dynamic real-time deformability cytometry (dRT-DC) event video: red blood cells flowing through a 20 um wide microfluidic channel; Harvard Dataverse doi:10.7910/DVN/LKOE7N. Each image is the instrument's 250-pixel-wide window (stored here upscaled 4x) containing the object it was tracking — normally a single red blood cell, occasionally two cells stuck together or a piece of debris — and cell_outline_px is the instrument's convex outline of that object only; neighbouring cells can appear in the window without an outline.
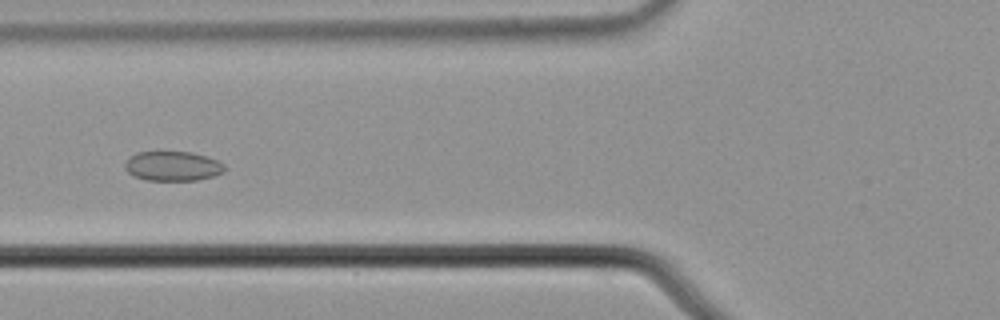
{"species": "common noctule bat (a hibernating species)", "species_latin": "Nyctalus noctula", "temperature_condition": "cold", "stored_images_in_passage": 57, "camera_frame_rate_fps": 3000, "um_per_image_px": 0.085, "animal": {"sex": "male", "body_mass_g": 21.5, "forearm_length_mm": 52.0}, "frame": {"image": 1, "passage_image": 23, "time_ms": 7.333, "image_size_px": [1000, 320], "cell_outline_px": [[224, 172], [212, 176], [196, 180], [148, 180], [136, 176], [128, 172], [124, 168], [124, 164], [136, 152], [192, 152], [216, 160], [224, 164]], "centroid_in_image_um": [14.68, 14.12], "position_along_channel_um": 111.1, "area_um2": 16.88}}
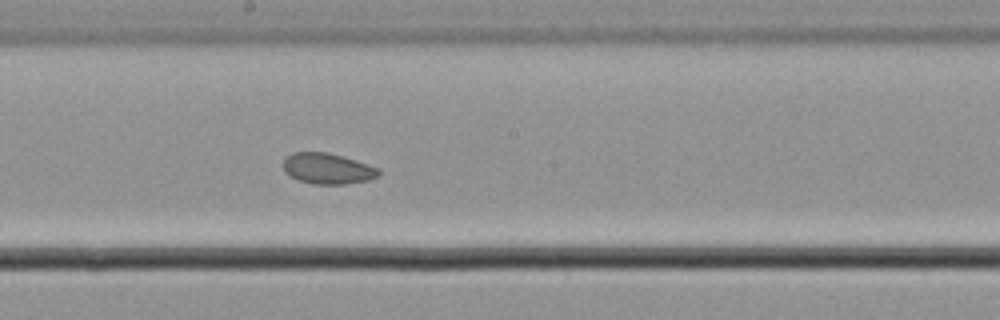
{"frame": {"image": 2, "passage_image": 32, "time_ms": 10.333, "image_size_px": [1000, 320], "cell_outline_px": [[380, 176], [368, 180], [344, 184], [312, 184], [300, 180], [284, 172], [284, 156], [292, 152], [328, 152], [380, 168]], "centroid_in_image_um": [27.84, 14.32], "position_along_channel_um": 220.4, "area_um2": 17.11}}
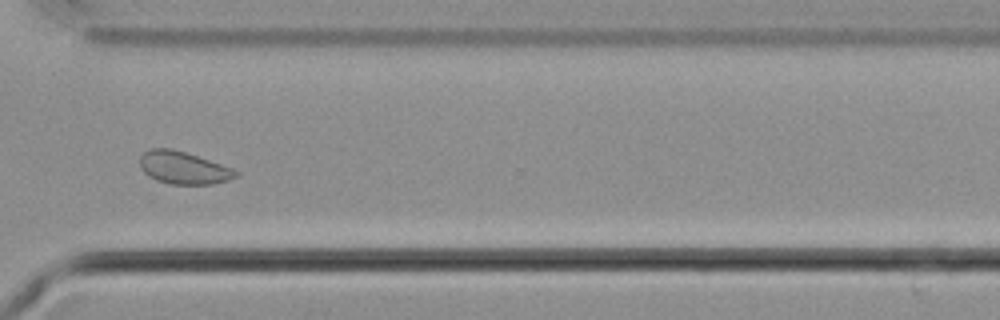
{"frame": {"image": 3, "passage_image": 43, "time_ms": 14.0, "image_size_px": [1000, 320], "cell_outline_px": [[240, 172], [236, 176], [228, 180], [212, 184], [172, 184], [156, 180], [148, 176], [140, 168], [140, 156], [144, 152], [152, 148], [172, 148], [232, 168]], "centroid_in_image_um": [15.56, 14.26], "position_along_channel_um": 355.0, "area_um2": 17.98}, "authors_computed_cell_mechanics": {"area_um2": 19.0162, "velocity_mm_per_s": 3.6466, "shape_relaxation_time_tau1_ms": null, "shape_relaxation_time_tau2_ms": 2.3873, "deformation_change_tau1": null, "deformation_change_tau2": 0.0566}}